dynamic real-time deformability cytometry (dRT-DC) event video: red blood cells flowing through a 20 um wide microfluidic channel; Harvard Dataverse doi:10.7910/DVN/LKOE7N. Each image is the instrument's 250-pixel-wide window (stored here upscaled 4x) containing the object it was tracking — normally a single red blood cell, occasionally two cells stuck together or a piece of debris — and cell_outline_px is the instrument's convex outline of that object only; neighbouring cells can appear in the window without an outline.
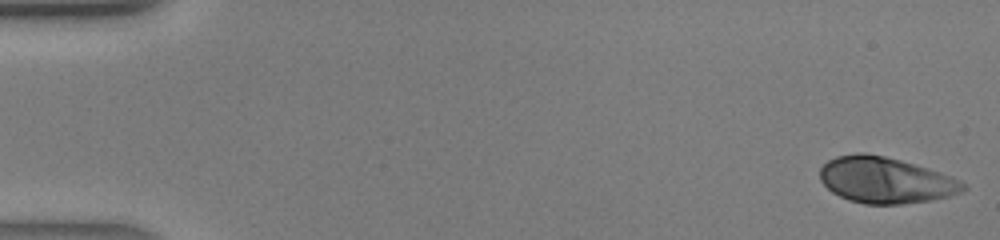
{"species": "human", "species_latin": "Homo sapiens", "temperature_condition": "warm", "stored_images_in_passage": 41, "camera_frame_rate_fps": 3000, "um_per_image_px": 0.085, "donor": {"sex": "male"}, "frame": {"image": 1, "passage_image": 1, "time_ms": 0.0, "image_size_px": [1000, 240], "cell_outline_px": [[968, 188], [960, 192], [948, 196], [932, 200], [904, 204], [864, 204], [848, 200], [832, 192], [820, 180], [820, 168], [828, 160], [836, 156], [856, 152], [864, 152], [884, 156], [900, 160], [940, 172], [952, 176], [968, 184]], "centroid_in_image_um": [75.27, 15.31], "position_along_channel_um": 9.7, "area_um2": 38.61}}
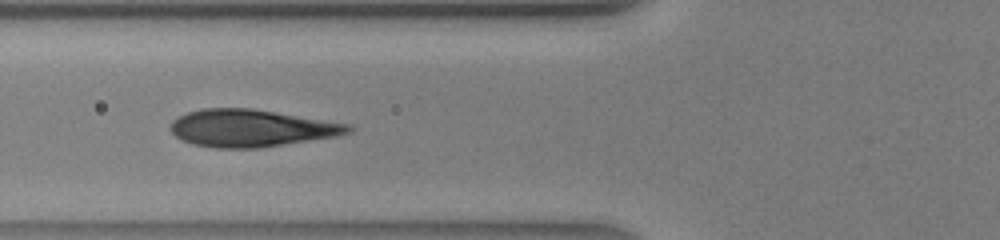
{"frame": {"image": 2, "passage_image": 16, "time_ms": 5.0, "image_size_px": [1000, 240], "cell_outline_px": [[352, 132], [336, 136], [260, 148], [216, 148], [192, 144], [176, 136], [168, 128], [172, 120], [188, 112], [204, 108], [252, 108], [352, 124]], "centroid_in_image_um": [21.36, 10.89], "position_along_channel_um": 104.4, "area_um2": 38.67}}
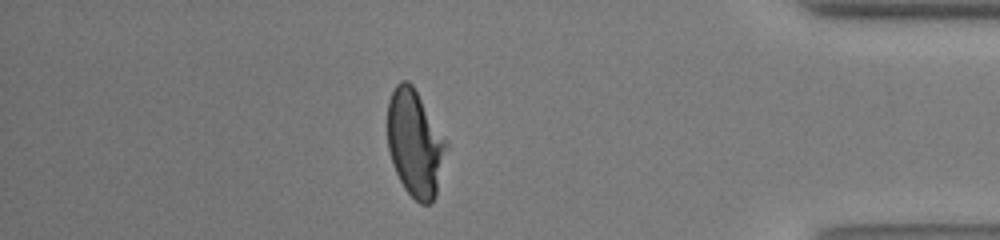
{"frame": {"image": 3, "passage_image": 36, "time_ms": 11.667, "image_size_px": [1000, 240], "cell_outline_px": [[448, 148], [436, 196], [428, 204], [420, 204], [404, 188], [396, 172], [388, 148], [388, 100], [396, 84], [400, 80], [408, 80], [412, 84], [448, 140]], "centroid_in_image_um": [35.31, 12.16], "position_along_channel_um": 399.9, "area_um2": 36.76}}